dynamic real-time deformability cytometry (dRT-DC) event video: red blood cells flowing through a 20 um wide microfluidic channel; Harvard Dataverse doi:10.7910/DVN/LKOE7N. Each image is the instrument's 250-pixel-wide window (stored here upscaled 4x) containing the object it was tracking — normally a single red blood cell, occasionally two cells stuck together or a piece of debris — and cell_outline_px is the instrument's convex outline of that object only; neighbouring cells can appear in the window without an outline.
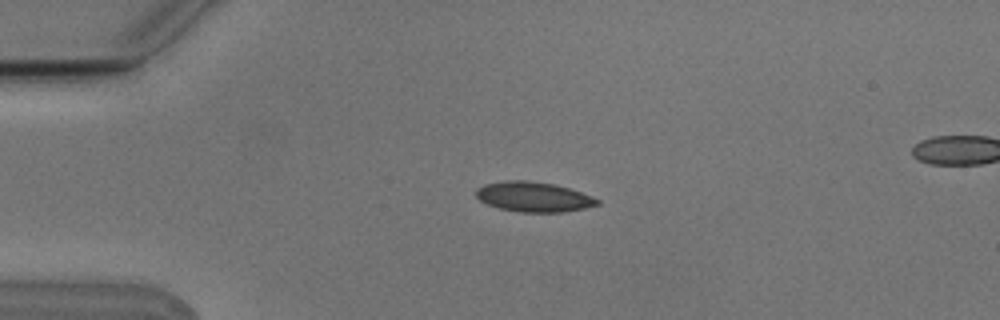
{"species": "Egyptian fruit bat (a non-hibernating species)", "species_latin": "Rousettus aegyptiacus", "temperature_condition": "cold", "stored_images_in_passage": 4, "camera_frame_rate_fps": 3000, "um_per_image_px": 0.085, "animal": {"sex": "male"}, "frame": {"image": 1, "passage_image": 3, "time_ms": 0.667, "image_size_px": [1000, 320], "cell_outline_px": [[600, 204], [584, 208], [564, 212], [524, 212], [500, 208], [488, 204], [480, 200], [476, 196], [476, 188], [484, 184], [504, 180], [524, 180], [552, 184], [568, 188], [580, 192], [600, 200]], "centroid_in_image_um": [45.33, 16.73], "position_along_channel_um": 39.7, "area_um2": 20.92}}